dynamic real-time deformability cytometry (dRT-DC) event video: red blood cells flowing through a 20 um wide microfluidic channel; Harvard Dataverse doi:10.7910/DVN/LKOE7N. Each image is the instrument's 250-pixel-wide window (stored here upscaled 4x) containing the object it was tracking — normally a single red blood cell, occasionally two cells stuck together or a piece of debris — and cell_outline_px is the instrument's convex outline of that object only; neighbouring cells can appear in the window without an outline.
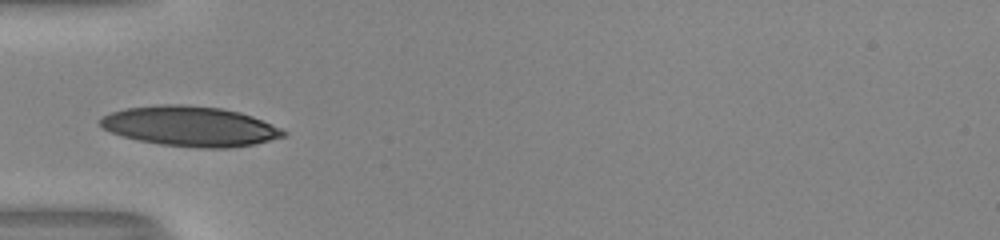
{"species": "human", "species_latin": "Homo sapiens", "temperature_condition": "room temperature", "stored_images_in_passage": 35, "camera_frame_rate_fps": 3000, "um_per_image_px": 0.085, "donor": {"sex": "male"}, "frame": {"image": 1, "passage_image": 1, "time_ms": 0.0, "image_size_px": [1000, 240], "cell_outline_px": [[288, 136], [256, 144], [228, 148], [200, 148], [160, 144], [136, 140], [112, 132], [104, 128], [100, 124], [100, 116], [124, 108], [156, 104], [184, 104], [220, 108], [240, 112], [252, 116], [272, 124], [288, 132]], "centroid_in_image_um": [16.19, 10.73], "position_along_channel_um": 68.8, "area_um2": 42.95}}
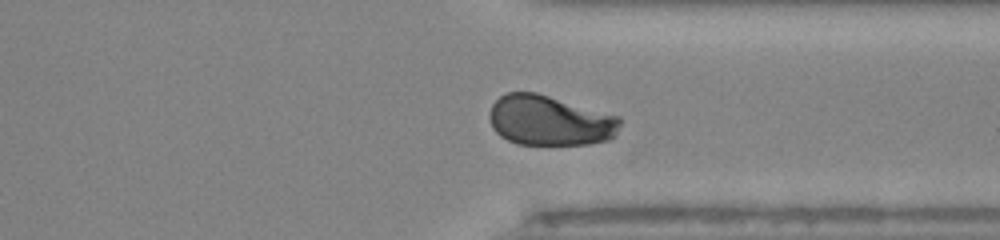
{"frame": {"image": 2, "passage_image": 23, "time_ms": 7.333, "image_size_px": [1000, 240], "cell_outline_px": [[620, 124], [616, 136], [608, 140], [588, 144], [516, 144], [500, 136], [492, 128], [488, 116], [492, 104], [500, 96], [508, 92], [536, 92], [620, 116]], "centroid_in_image_um": [46.72, 10.24], "position_along_channel_um": 364.7, "area_um2": 38.38}}
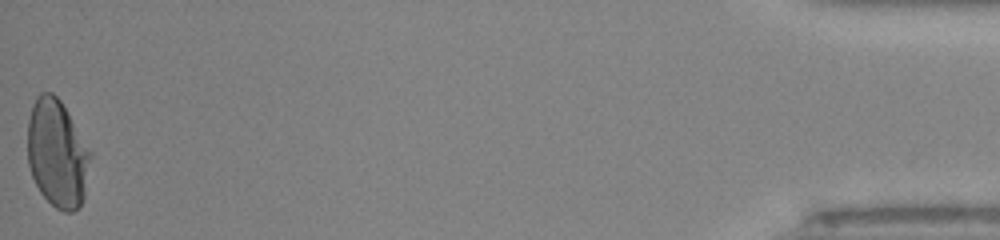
{"frame": {"image": 3, "passage_image": 35, "time_ms": 11.333, "image_size_px": [1000, 240], "cell_outline_px": [[92, 156], [84, 200], [80, 208], [72, 212], [64, 212], [56, 208], [40, 192], [32, 176], [28, 164], [28, 120], [32, 104], [36, 96], [40, 92], [52, 92], [60, 100], [68, 112], [92, 152]], "centroid_in_image_um": [4.89, 13.06], "position_along_channel_um": 430.3, "area_um2": 40.0}, "authors_computed_cell_mechanics": {"area_um2": 39.4774, "velocity_mm_per_s": 4.0491, "shape_relaxation_time_tau1_ms": 6.1185, "shape_relaxation_time_tau2_ms": 1.5328, "deformation_change_tau1": 0.199, "deformation_change_tau2": 0.0421}}